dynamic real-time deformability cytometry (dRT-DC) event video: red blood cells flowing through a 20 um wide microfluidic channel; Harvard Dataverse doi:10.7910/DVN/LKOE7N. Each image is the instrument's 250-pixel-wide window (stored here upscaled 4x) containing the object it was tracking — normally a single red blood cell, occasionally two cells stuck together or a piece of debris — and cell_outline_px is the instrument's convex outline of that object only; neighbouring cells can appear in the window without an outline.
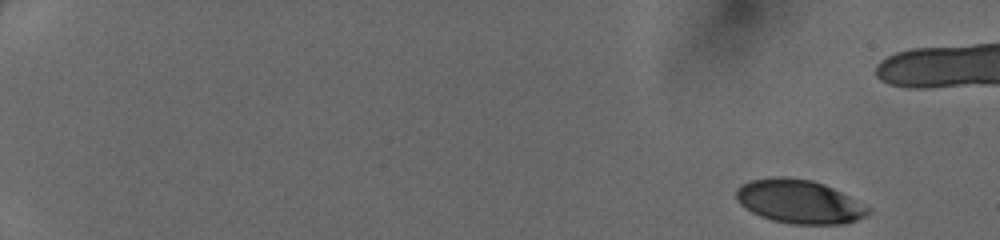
{"species": "human", "species_latin": "Homo sapiens", "temperature_condition": "cold", "stored_images_in_passage": 43, "camera_frame_rate_fps": 3000, "um_per_image_px": 0.085, "donor": {"sex": "female"}, "frame": {"image": 1, "passage_image": 1, "time_ms": 0.0, "image_size_px": [1000, 240], "cell_outline_px": [[872, 208], [864, 216], [856, 220], [844, 224], [792, 224], [772, 220], [760, 216], [752, 212], [740, 204], [736, 196], [736, 188], [740, 184], [748, 180], [772, 176], [784, 176], [812, 180], [824, 184]], "centroid_in_image_um": [67.89, 17.12], "position_along_channel_um": 17.1, "area_um2": 33.64}}
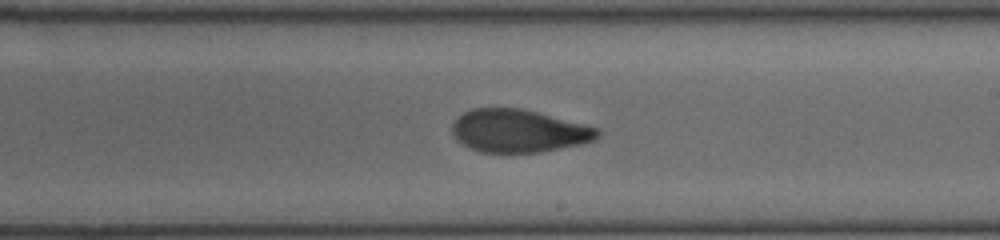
{"frame": {"image": 2, "passage_image": 29, "time_ms": 9.333, "image_size_px": [1000, 240], "cell_outline_px": [[600, 136], [596, 140], [580, 144], [540, 152], [480, 152], [468, 148], [456, 140], [452, 132], [452, 124], [464, 112], [472, 108], [524, 108], [600, 128]], "centroid_in_image_um": [44.1, 11.12], "position_along_channel_um": 244.9, "area_um2": 36.53}}
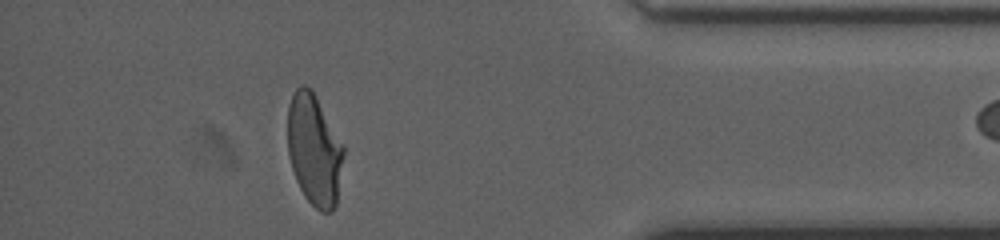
{"frame": {"image": 3, "passage_image": 42, "time_ms": 13.667, "image_size_px": [1000, 240], "cell_outline_px": [[344, 156], [336, 204], [332, 212], [320, 212], [304, 196], [296, 180], [288, 156], [288, 104], [296, 88], [300, 84], [304, 84], [312, 88], [344, 144]], "centroid_in_image_um": [26.72, 12.7], "position_along_channel_um": 408.5, "area_um2": 36.7}}